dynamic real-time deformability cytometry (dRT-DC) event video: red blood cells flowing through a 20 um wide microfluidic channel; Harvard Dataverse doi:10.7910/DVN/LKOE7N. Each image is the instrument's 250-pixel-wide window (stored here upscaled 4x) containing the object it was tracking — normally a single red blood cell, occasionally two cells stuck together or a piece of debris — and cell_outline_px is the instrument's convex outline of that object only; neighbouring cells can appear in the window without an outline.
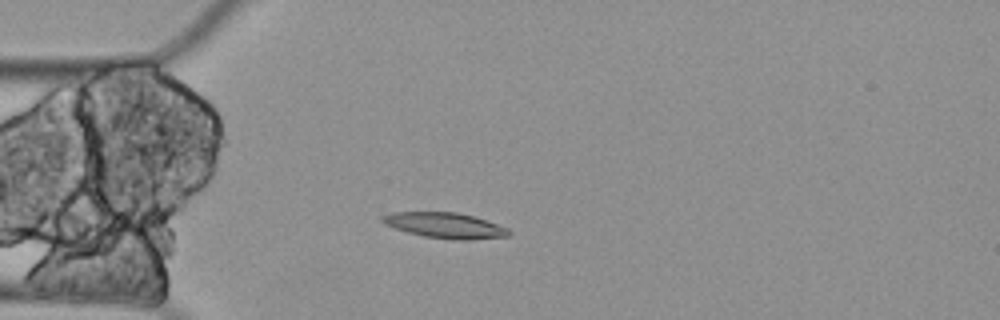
{"species": "Egyptian fruit bat (a non-hibernating species)", "species_latin": "Rousettus aegyptiacus", "temperature_condition": "cold", "stored_images_in_passage": 5, "camera_frame_rate_fps": 3000, "um_per_image_px": 0.085, "animal": {"sex": "female"}, "frame": {"image": 1, "passage_image": 5, "time_ms": 1.333, "image_size_px": [1000, 320], "cell_outline_px": [[512, 232], [508, 236], [468, 240], [456, 240], [424, 236], [408, 232], [384, 224], [380, 220], [380, 216], [392, 212], [456, 212], [472, 216], [508, 228]], "centroid_in_image_um": [37.8, 19.16], "position_along_channel_um": 47.2, "area_um2": 18.67}}